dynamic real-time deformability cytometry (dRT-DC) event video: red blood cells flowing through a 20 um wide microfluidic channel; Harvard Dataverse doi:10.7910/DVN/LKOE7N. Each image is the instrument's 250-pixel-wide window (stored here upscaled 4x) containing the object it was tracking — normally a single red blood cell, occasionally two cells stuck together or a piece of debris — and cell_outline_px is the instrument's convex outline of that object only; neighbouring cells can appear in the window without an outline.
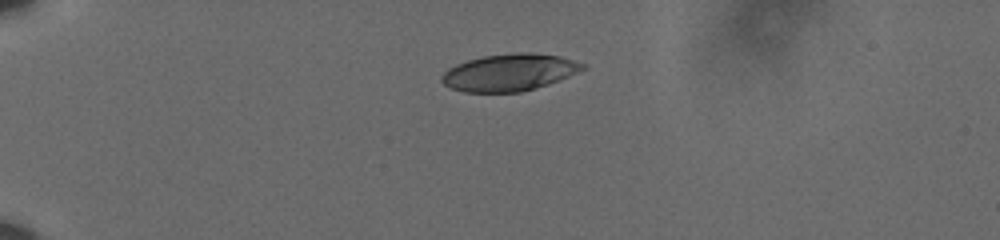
{"species": "human", "species_latin": "Homo sapiens", "temperature_condition": "cold", "stored_images_in_passage": 44, "camera_frame_rate_fps": 3000, "um_per_image_px": 0.085, "donor": {"sex": "male"}, "frame": {"image": 1, "passage_image": 1, "time_ms": 0.0, "image_size_px": [1000, 240], "cell_outline_px": [[588, 68], [548, 84], [536, 88], [520, 92], [464, 92], [452, 88], [444, 84], [440, 80], [440, 76], [448, 68], [456, 64], [468, 60], [484, 56], [520, 52], [532, 52], [560, 56], [584, 64]], "centroid_in_image_um": [43.29, 6.15], "position_along_channel_um": 41.7, "area_um2": 30.35}}
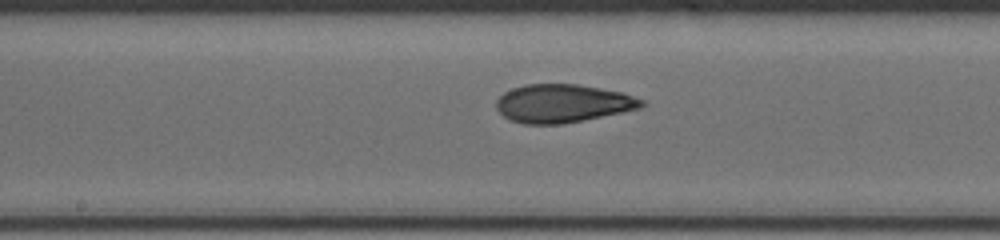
{"frame": {"image": 2, "passage_image": 19, "time_ms": 6.0, "image_size_px": [1000, 240], "cell_outline_px": [[648, 104], [640, 108], [560, 124], [524, 124], [512, 120], [504, 116], [496, 108], [496, 100], [504, 92], [512, 88], [524, 84], [576, 84], [624, 92], [644, 100]], "centroid_in_image_um": [47.83, 8.77], "position_along_channel_um": 200.4, "area_um2": 32.19}}
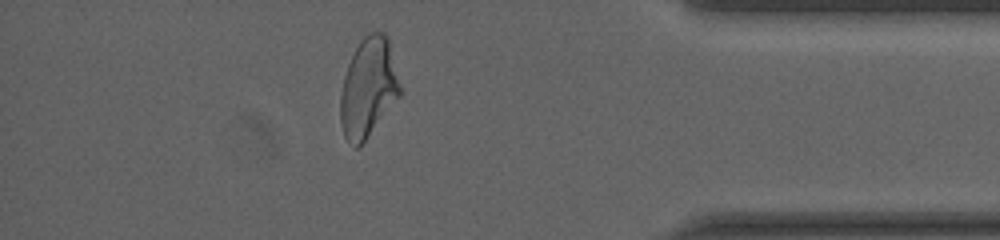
{"frame": {"image": 3, "passage_image": 38, "time_ms": 12.333, "image_size_px": [1000, 240], "cell_outline_px": [[404, 92], [364, 140], [356, 148], [344, 136], [340, 124], [340, 96], [344, 76], [348, 64], [360, 40], [368, 32], [384, 32], [388, 36]], "centroid_in_image_um": [31.34, 7.41], "position_along_channel_um": 403.9, "area_um2": 34.74}, "authors_computed_cell_mechanics": {"area_um2": 31.9345, "velocity_mm_per_s": 3.6017, "shape_relaxation_time_tau1_ms": 4.622, "shape_relaxation_time_tau2_ms": 2.2645, "deformation_change_tau1": 0.1617, "deformation_change_tau2": 0.094}}